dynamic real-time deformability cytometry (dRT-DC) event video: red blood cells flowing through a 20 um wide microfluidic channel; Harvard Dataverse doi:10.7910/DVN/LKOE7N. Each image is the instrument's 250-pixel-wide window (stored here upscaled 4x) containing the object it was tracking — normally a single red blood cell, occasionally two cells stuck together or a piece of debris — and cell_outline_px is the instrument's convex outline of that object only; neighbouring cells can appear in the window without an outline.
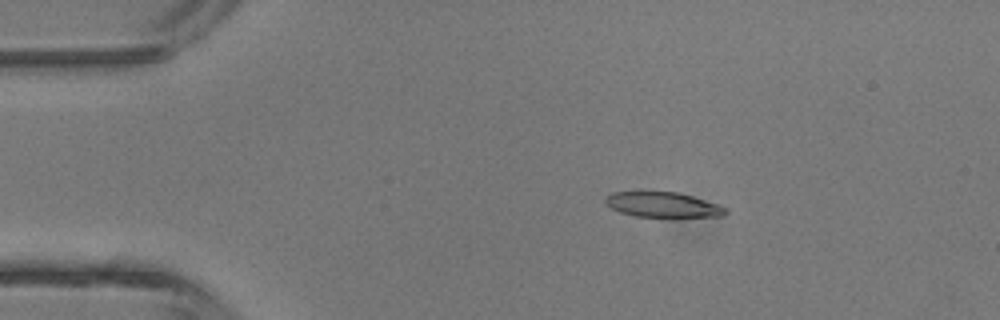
{"species": "common noctule bat (a hibernating species)", "species_latin": "Nyctalus noctula", "temperature_condition": "room temperature", "stored_images_in_passage": 4, "camera_frame_rate_fps": 3000, "um_per_image_px": 0.085, "animal": {"sex": "male", "body_mass_g": 13.3}, "frame": {"image": 1, "passage_image": 2, "time_ms": 1.0, "image_size_px": [1000, 320], "cell_outline_px": [[728, 212], [724, 216], [636, 216], [620, 212], [604, 204], [604, 196], [612, 192], [644, 188], [676, 192], [692, 196], [716, 204], [724, 208]], "centroid_in_image_um": [56.18, 17.33], "position_along_channel_um": 28.8, "area_um2": 18.15}}
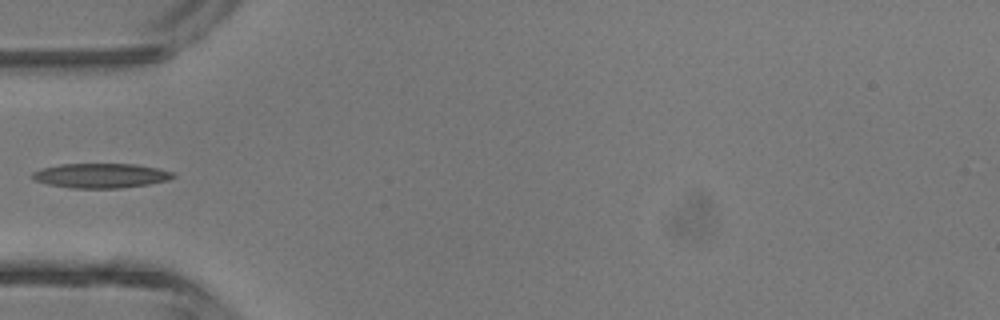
{"frame": {"image": 2, "passage_image": 4, "time_ms": 3.333, "image_size_px": [1000, 320], "cell_outline_px": [[176, 176], [168, 180], [148, 184], [120, 188], [72, 188], [48, 184], [36, 180], [32, 176], [32, 172], [40, 168], [60, 164], [136, 164], [156, 168], [172, 172]], "centroid_in_image_um": [8.56, 14.92], "position_along_channel_um": 76.4, "area_um2": 20.06}}